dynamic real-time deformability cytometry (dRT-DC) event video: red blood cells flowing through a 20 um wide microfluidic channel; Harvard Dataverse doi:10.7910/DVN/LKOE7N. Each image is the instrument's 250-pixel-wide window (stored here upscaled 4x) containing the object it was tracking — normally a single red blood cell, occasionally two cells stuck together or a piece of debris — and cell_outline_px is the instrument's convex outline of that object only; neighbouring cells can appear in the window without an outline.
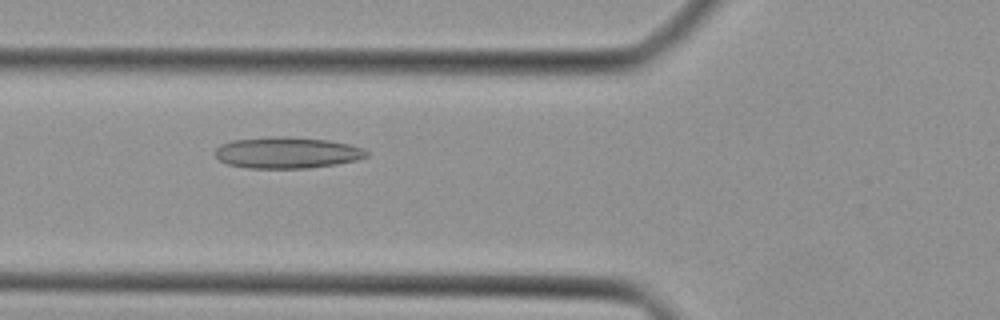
{"species": "Egyptian fruit bat (a non-hibernating species)", "species_latin": "Rousettus aegyptiacus", "temperature_condition": "cold", "stored_images_in_passage": 34, "camera_frame_rate_fps": 3000, "um_per_image_px": 0.085, "animal": {"sex": "female"}, "frame": {"image": 1, "passage_image": 6, "time_ms": 1.667, "image_size_px": [1000, 320], "cell_outline_px": [[368, 156], [356, 160], [336, 164], [308, 168], [248, 168], [228, 164], [220, 160], [212, 152], [220, 144], [232, 140], [272, 136], [284, 136], [328, 140], [348, 144], [364, 148], [368, 152]], "centroid_in_image_um": [24.37, 12.97], "position_along_channel_um": 101.4, "area_um2": 27.74}}
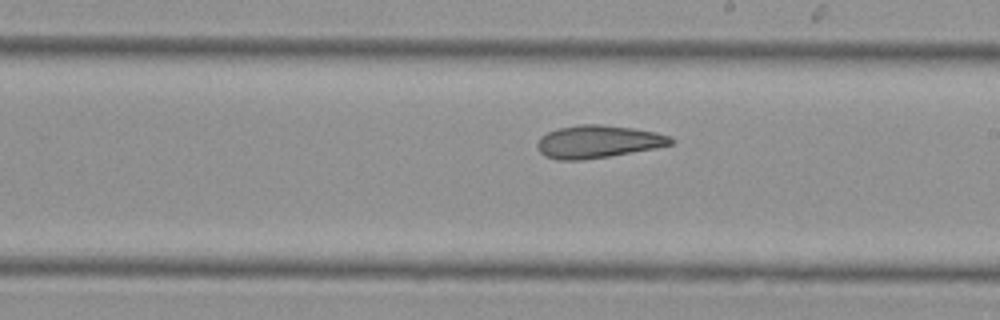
{"frame": {"image": 2, "passage_image": 15, "time_ms": 4.667, "image_size_px": [1000, 320], "cell_outline_px": [[676, 140], [672, 144], [656, 148], [608, 156], [580, 160], [556, 160], [544, 156], [540, 152], [536, 144], [540, 136], [556, 128], [580, 124], [600, 124], [632, 128], [656, 132], [672, 136]], "centroid_in_image_um": [50.82, 12.03], "position_along_channel_um": 238.2, "area_um2": 25.61}}
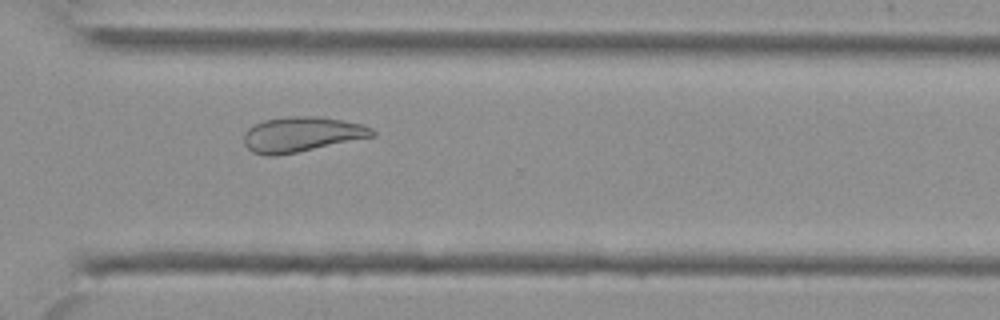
{"frame": {"image": 3, "passage_image": 22, "time_ms": 7.0, "image_size_px": [1000, 320], "cell_outline_px": [[376, 136], [296, 152], [272, 156], [264, 156], [252, 152], [244, 144], [244, 132], [248, 128], [264, 120], [288, 116], [316, 116], [340, 120], [360, 124], [372, 128], [376, 132]], "centroid_in_image_um": [25.62, 11.42], "position_along_channel_um": 345.0, "area_um2": 26.07}}